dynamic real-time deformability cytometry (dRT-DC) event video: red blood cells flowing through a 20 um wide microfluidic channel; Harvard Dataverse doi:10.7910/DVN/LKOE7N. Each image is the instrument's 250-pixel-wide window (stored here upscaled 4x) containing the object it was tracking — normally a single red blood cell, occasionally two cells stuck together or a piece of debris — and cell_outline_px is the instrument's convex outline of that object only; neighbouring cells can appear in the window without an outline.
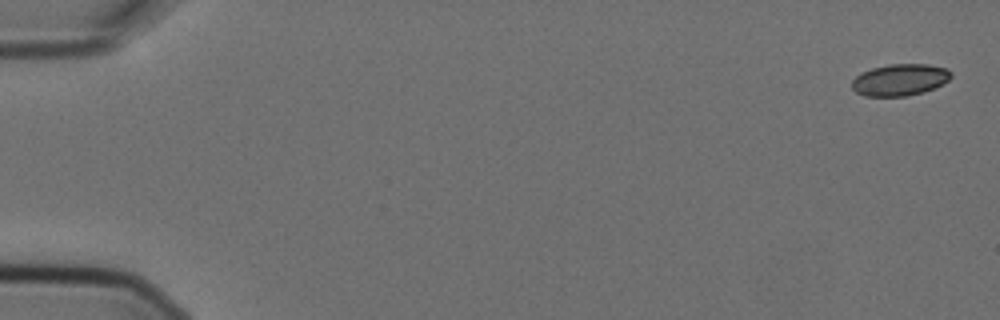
{"species": "Egyptian fruit bat (a non-hibernating species)", "species_latin": "Rousettus aegyptiacus", "temperature_condition": "cold", "stored_images_in_passage": 5, "camera_frame_rate_fps": 3000, "um_per_image_px": 0.085, "animal": {"sex": "female"}, "frame": {"image": 1, "passage_image": 1, "time_ms": 0.0, "image_size_px": [1000, 320], "cell_outline_px": [[952, 76], [944, 84], [936, 88], [924, 92], [908, 96], [864, 96], [856, 92], [852, 88], [852, 80], [860, 72], [872, 68], [888, 64], [928, 64], [948, 68], [952, 72]], "centroid_in_image_um": [76.52, 6.78], "position_along_channel_um": 8.5, "area_um2": 18.67}}
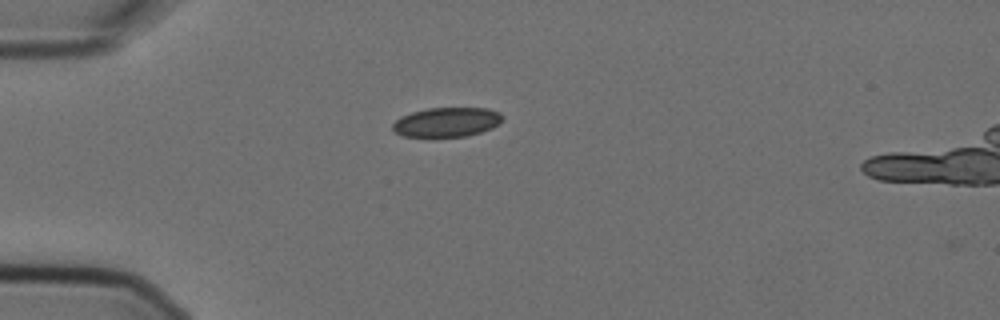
{"frame": {"image": 2, "passage_image": 4, "time_ms": 1.0, "image_size_px": [1000, 320], "cell_outline_px": [[504, 116], [500, 124], [492, 128], [468, 136], [400, 136], [392, 128], [392, 124], [400, 116], [412, 112], [428, 108], [488, 108], [500, 112]], "centroid_in_image_um": [38.0, 10.37], "position_along_channel_um": 47.0, "area_um2": 18.9}}